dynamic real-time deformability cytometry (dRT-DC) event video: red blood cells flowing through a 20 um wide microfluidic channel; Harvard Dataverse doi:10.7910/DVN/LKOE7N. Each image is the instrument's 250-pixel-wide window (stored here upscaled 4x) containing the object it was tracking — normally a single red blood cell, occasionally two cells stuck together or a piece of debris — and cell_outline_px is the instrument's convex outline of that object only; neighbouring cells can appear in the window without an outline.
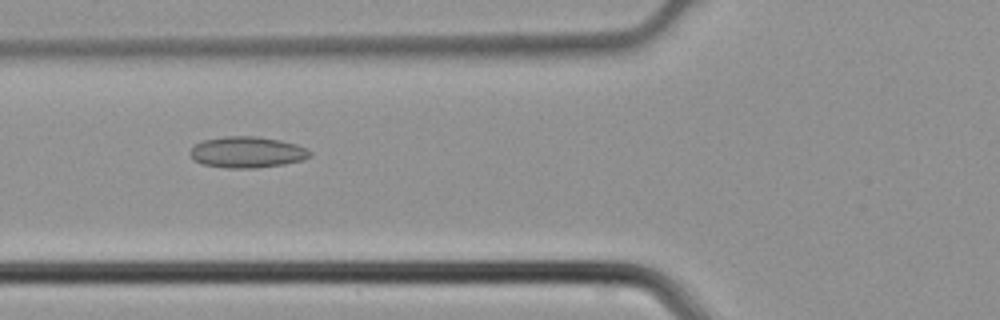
{"species": "common noctule bat (a hibernating species)", "species_latin": "Nyctalus noctula", "temperature_condition": "cold", "stored_images_in_passage": 32, "camera_frame_rate_fps": 3000, "um_per_image_px": 0.085, "animal": {"sex": "male", "body_mass_g": 21.5, "forearm_length_mm": 52.0}, "frame": {"image": 1, "passage_image": 5, "time_ms": 1.333, "image_size_px": [1000, 320], "cell_outline_px": [[312, 156], [304, 160], [284, 164], [256, 168], [228, 168], [200, 164], [188, 152], [196, 144], [204, 140], [224, 136], [256, 136], [280, 140], [296, 144], [308, 148], [312, 152]], "centroid_in_image_um": [21.05, 12.94], "position_along_channel_um": 104.8, "area_um2": 21.91}}
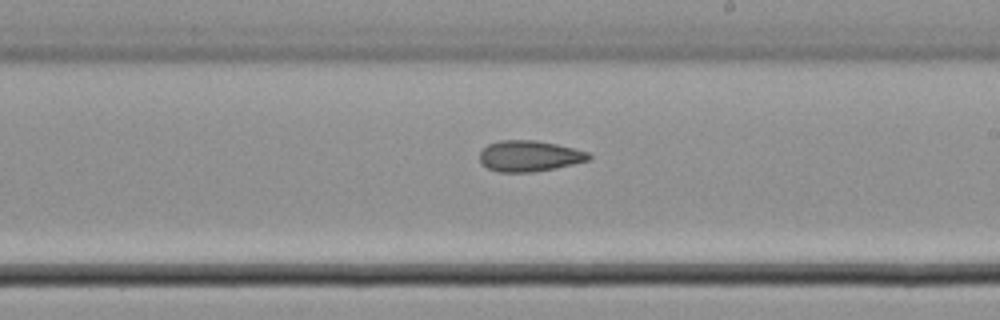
{"frame": {"image": 2, "passage_image": 14, "time_ms": 4.333, "image_size_px": [1000, 320], "cell_outline_px": [[592, 156], [588, 160], [556, 168], [532, 172], [500, 172], [488, 168], [480, 160], [480, 152], [488, 144], [500, 140], [536, 140], [556, 144], [588, 152]], "centroid_in_image_um": [44.99, 13.26], "position_along_channel_um": 244.0, "area_um2": 19.48}}
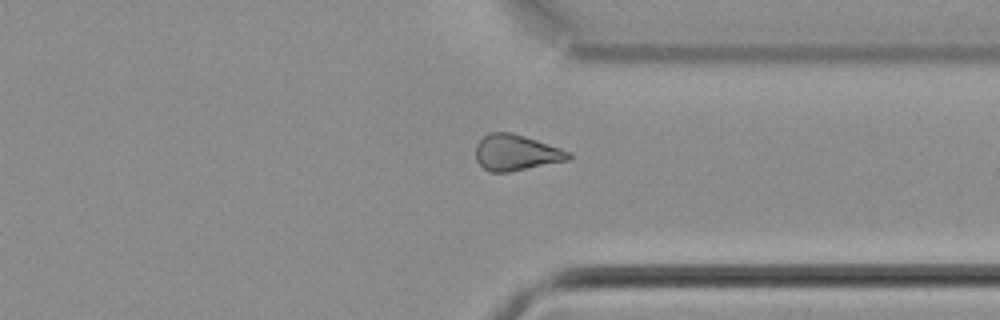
{"frame": {"image": 3, "passage_image": 22, "time_ms": 7.0, "image_size_px": [1000, 320], "cell_outline_px": [[572, 156], [568, 160], [508, 172], [488, 172], [476, 160], [476, 144], [488, 132], [512, 132], [572, 152]], "centroid_in_image_um": [43.85, 12.97], "position_along_channel_um": 367.5, "area_um2": 19.36}}